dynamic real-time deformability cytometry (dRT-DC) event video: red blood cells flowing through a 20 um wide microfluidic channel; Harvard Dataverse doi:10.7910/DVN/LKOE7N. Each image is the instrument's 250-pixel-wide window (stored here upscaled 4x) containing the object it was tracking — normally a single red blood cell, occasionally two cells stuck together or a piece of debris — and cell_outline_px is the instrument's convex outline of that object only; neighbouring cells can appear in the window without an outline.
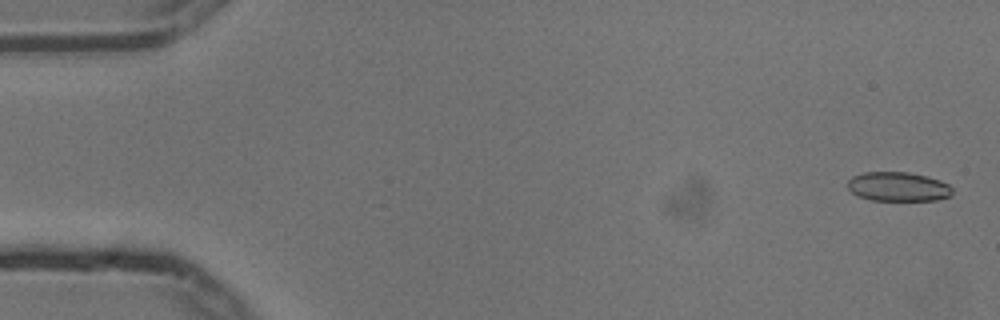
{"species": "common noctule bat (a hibernating species)", "species_latin": "Nyctalus noctula", "temperature_condition": "cold", "stored_images_in_passage": 55, "camera_frame_rate_fps": 3000, "um_per_image_px": 0.085, "animal": {"sex": "male", "body_mass_g": 13.3}, "frame": {"image": 1, "passage_image": 2, "time_ms": 0.333, "image_size_px": [1000, 320], "cell_outline_px": [[952, 196], [936, 200], [872, 200], [860, 196], [852, 192], [848, 188], [848, 180], [852, 176], [864, 172], [908, 172], [928, 176], [940, 180], [948, 184], [952, 188]], "centroid_in_image_um": [76.37, 15.86], "position_along_channel_um": 8.6, "area_um2": 17.86}}
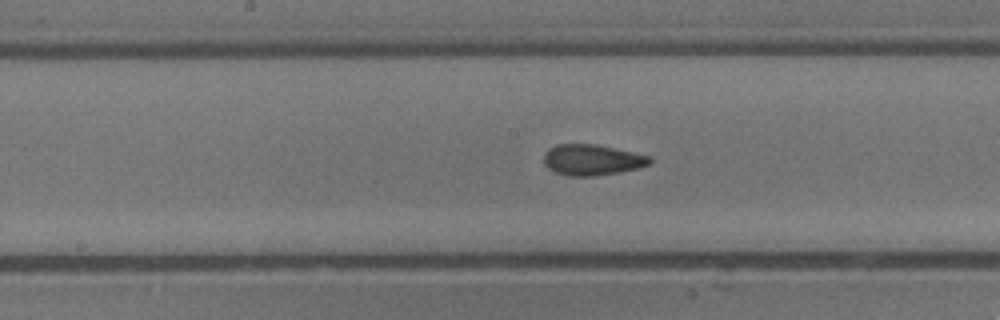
{"frame": {"image": 2, "passage_image": 28, "time_ms": 9.0, "image_size_px": [1000, 320], "cell_outline_px": [[652, 160], [648, 164], [636, 168], [620, 172], [596, 176], [568, 176], [556, 172], [548, 168], [544, 164], [544, 152], [548, 148], [556, 144], [596, 144], [652, 156]], "centroid_in_image_um": [50.3, 13.58], "position_along_channel_um": 197.9, "area_um2": 19.13}}
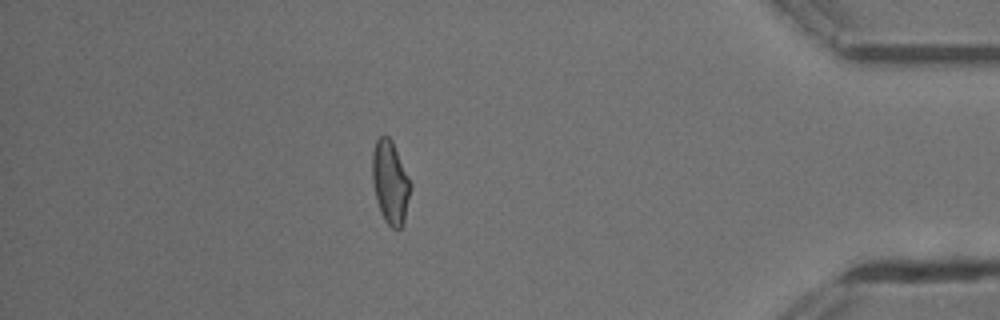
{"frame": {"image": 3, "passage_image": 48, "time_ms": 15.667, "image_size_px": [1000, 320], "cell_outline_px": [[412, 188], [404, 224], [400, 228], [392, 228], [384, 220], [380, 212], [376, 200], [372, 184], [372, 152], [376, 140], [384, 132], [392, 140], [412, 184]], "centroid_in_image_um": [33.17, 15.49], "position_along_channel_um": 402.0, "area_um2": 18.96}, "authors_computed_cell_mechanics": {"area_um2": 18.7272, "velocity_mm_per_s": 3.7477, "shape_relaxation_time_tau1_ms": null, "shape_relaxation_time_tau2_ms": 1.8805, "deformation_change_tau1": null, "deformation_change_tau2": 0.0623}}